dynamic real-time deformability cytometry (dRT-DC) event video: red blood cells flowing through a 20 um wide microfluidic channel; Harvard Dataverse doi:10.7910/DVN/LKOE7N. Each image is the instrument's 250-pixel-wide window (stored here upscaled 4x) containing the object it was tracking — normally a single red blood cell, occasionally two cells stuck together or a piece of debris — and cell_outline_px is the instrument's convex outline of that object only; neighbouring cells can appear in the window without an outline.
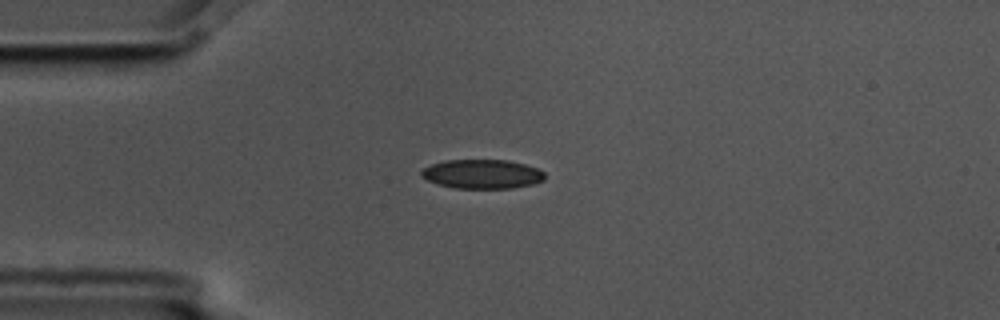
{"species": "common noctule bat (a hibernating species)", "species_latin": "Nyctalus noctula", "temperature_condition": "cold", "stored_images_in_passage": 7, "camera_frame_rate_fps": 3000, "um_per_image_px": 0.085, "animal": {"sex": "male", "body_mass_g": 17.5, "forearm_length_mm": 52.3}, "frame": {"image": 1, "passage_image": 1, "time_ms": 0.0, "image_size_px": [1000, 320], "cell_outline_px": [[544, 180], [532, 184], [512, 188], [456, 188], [440, 184], [428, 180], [420, 176], [420, 172], [424, 168], [432, 164], [444, 160], [508, 160], [524, 164], [536, 168], [544, 172]], "centroid_in_image_um": [40.98, 14.79], "position_along_channel_um": 44.0, "area_um2": 20.81}}
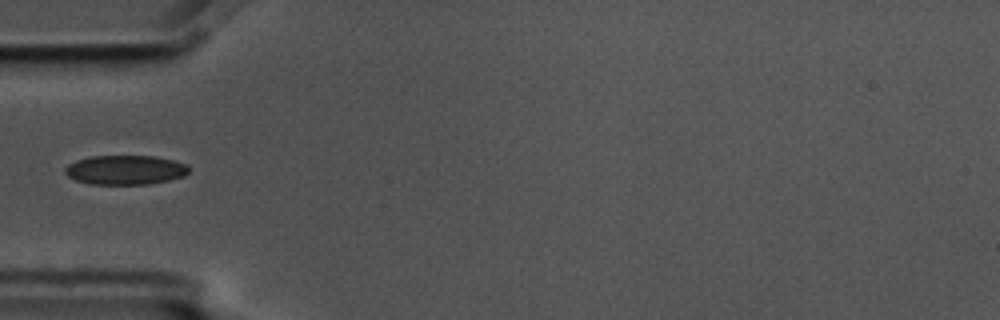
{"frame": {"image": 2, "passage_image": 2, "time_ms": 0.333, "image_size_px": [1000, 320], "cell_outline_px": [[188, 172], [184, 176], [168, 180], [148, 184], [92, 184], [76, 180], [68, 176], [64, 172], [64, 168], [68, 164], [76, 160], [92, 156], [156, 156], [176, 160], [188, 164]], "centroid_in_image_um": [10.66, 14.43], "position_along_channel_um": 74.3, "area_um2": 21.27}}